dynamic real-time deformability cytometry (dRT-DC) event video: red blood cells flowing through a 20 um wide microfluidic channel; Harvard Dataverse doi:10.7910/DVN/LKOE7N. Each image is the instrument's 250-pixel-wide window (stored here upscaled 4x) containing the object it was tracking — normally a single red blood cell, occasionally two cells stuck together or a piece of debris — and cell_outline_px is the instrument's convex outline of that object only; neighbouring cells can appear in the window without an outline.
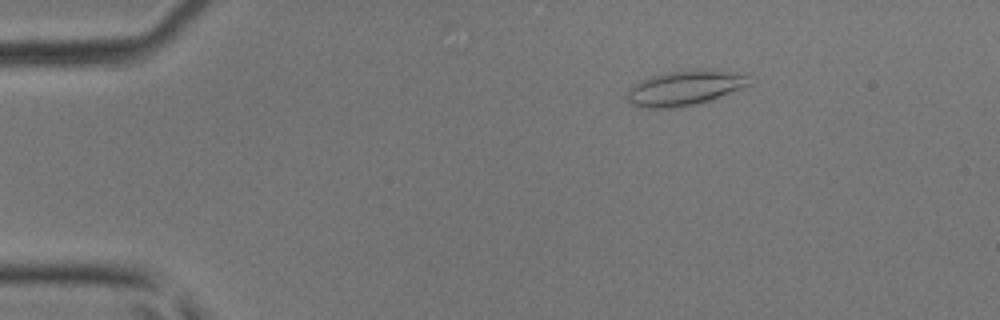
{"species": "common noctule bat (a hibernating species)", "species_latin": "Nyctalus noctula", "temperature_condition": "room temperature", "stored_images_in_passage": 42, "camera_frame_rate_fps": 3000, "um_per_image_px": 0.085, "animal": {"sex": "male", "body_mass_g": 17.9, "forearm_length_mm": 54.2}, "frame": {"image": 1, "passage_image": 6, "time_ms": 1.667, "image_size_px": [1000, 320], "cell_outline_px": [[752, 84], [720, 96], [696, 104], [672, 108], [640, 108], [632, 104], [624, 96], [628, 88], [640, 80], [664, 72], [692, 68], [720, 68], [748, 72]], "centroid_in_image_um": [58.27, 7.42], "position_along_channel_um": 26.7, "area_um2": 25.95}}
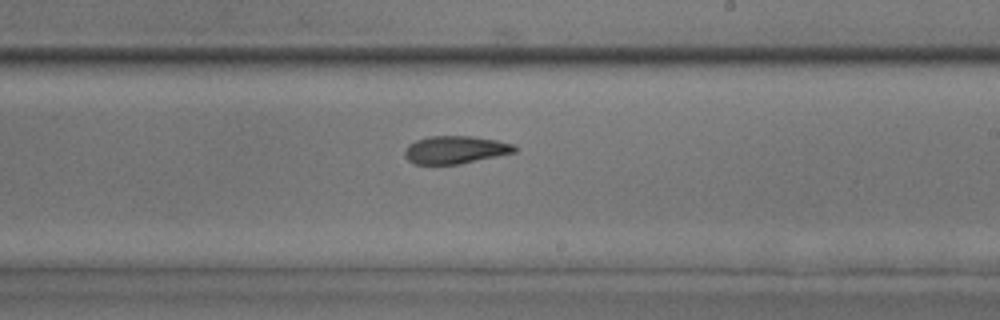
{"frame": {"image": 2, "passage_image": 25, "time_ms": 8.0, "image_size_px": [1000, 320], "cell_outline_px": [[516, 152], [460, 164], [416, 164], [408, 160], [404, 156], [404, 148], [408, 144], [416, 140], [428, 136], [472, 136], [496, 140], [512, 144], [516, 148]], "centroid_in_image_um": [38.66, 12.73], "position_along_channel_um": 250.3, "area_um2": 17.8}}
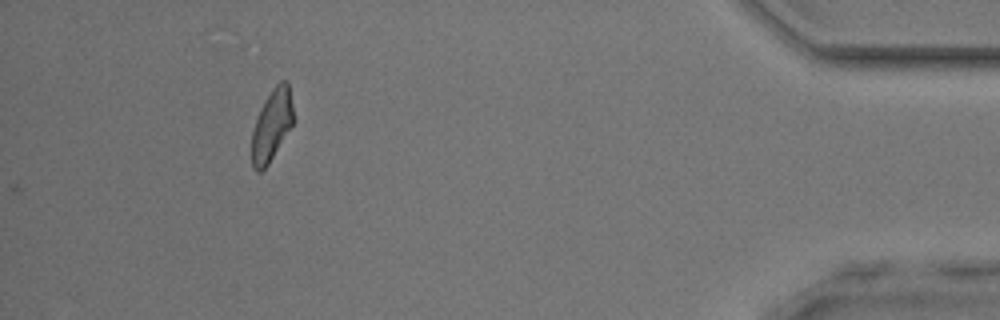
{"frame": {"image": 3, "passage_image": 39, "time_ms": 12.667, "image_size_px": [1000, 320], "cell_outline_px": [[292, 124], [268, 164], [260, 172], [256, 172], [252, 168], [252, 132], [260, 108], [264, 100], [272, 88], [280, 80], [288, 80], [292, 104]], "centroid_in_image_um": [23.08, 10.61], "position_along_channel_um": 412.1, "area_um2": 17.05}}